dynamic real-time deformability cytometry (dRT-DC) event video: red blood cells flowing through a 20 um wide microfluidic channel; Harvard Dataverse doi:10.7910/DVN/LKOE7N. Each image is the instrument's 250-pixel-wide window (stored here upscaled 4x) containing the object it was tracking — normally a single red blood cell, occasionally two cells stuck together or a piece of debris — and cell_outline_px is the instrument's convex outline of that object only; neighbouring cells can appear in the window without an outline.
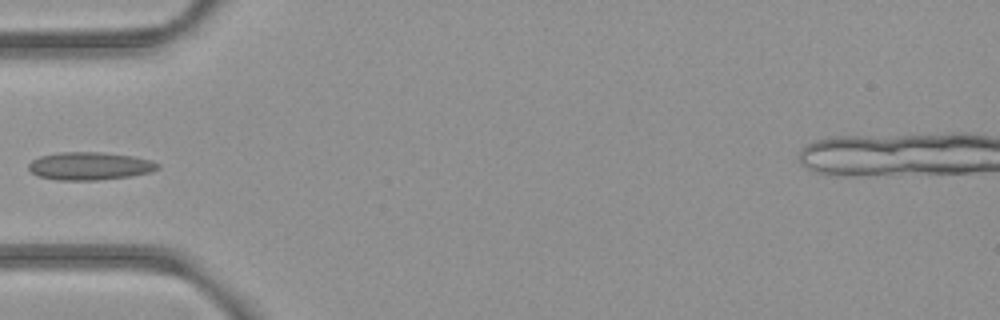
{"species": "common noctule bat (a hibernating species)", "species_latin": "Nyctalus noctula", "temperature_condition": "room temperature", "stored_images_in_passage": 37, "camera_frame_rate_fps": 3000, "um_per_image_px": 0.085, "animal": {"sex": "female", "body_mass_g": 21.9}, "frame": {"image": 1, "passage_image": 1, "time_ms": 0.0, "image_size_px": [1000, 320], "cell_outline_px": [[160, 168], [152, 172], [132, 176], [96, 180], [56, 180], [40, 176], [32, 172], [28, 168], [28, 164], [32, 160], [40, 156], [60, 152], [100, 152], [132, 156], [152, 160], [160, 164]], "centroid_in_image_um": [7.66, 14.11], "position_along_channel_um": 77.3, "area_um2": 21.04}}
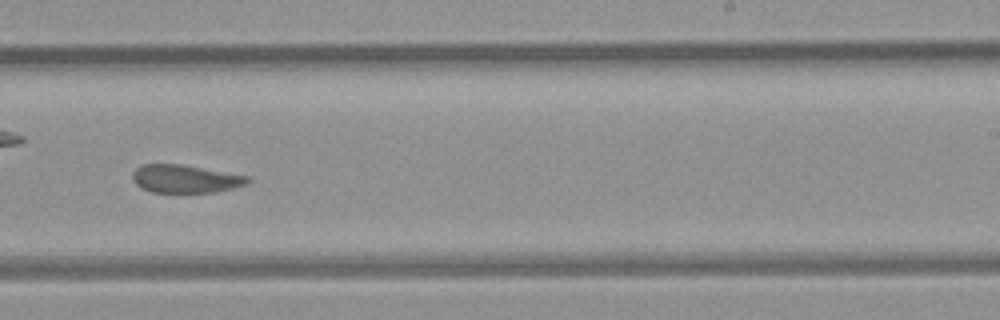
{"frame": {"image": 2, "passage_image": 16, "time_ms": 5.0, "image_size_px": [1000, 320], "cell_outline_px": [[252, 180], [248, 184], [216, 192], [152, 192], [136, 184], [132, 180], [132, 172], [136, 168], [144, 164], [180, 164], [248, 176]], "centroid_in_image_um": [15.76, 15.2], "position_along_channel_um": 273.2, "area_um2": 18.67}}
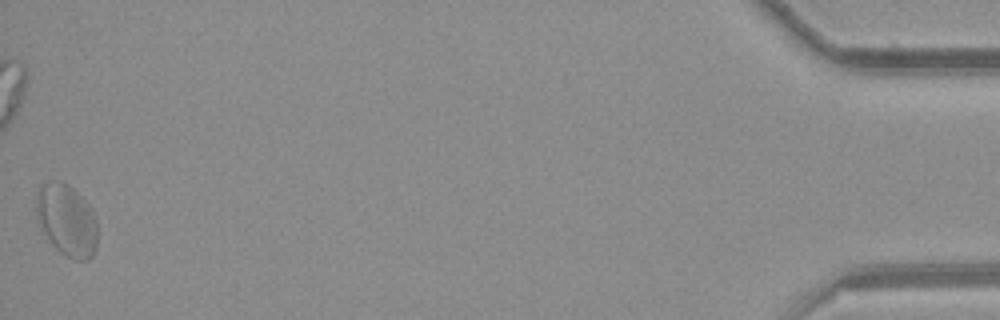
{"frame": {"image": 3, "passage_image": 36, "time_ms": 11.667, "image_size_px": [1000, 320], "cell_outline_px": [[96, 248], [92, 256], [88, 260], [76, 260], [60, 252], [52, 244], [40, 228], [36, 220], [36, 196], [40, 184], [56, 180], [60, 180], [68, 184], [88, 204], [96, 220]], "centroid_in_image_um": [5.63, 18.7], "position_along_channel_um": 429.6, "area_um2": 25.61}}